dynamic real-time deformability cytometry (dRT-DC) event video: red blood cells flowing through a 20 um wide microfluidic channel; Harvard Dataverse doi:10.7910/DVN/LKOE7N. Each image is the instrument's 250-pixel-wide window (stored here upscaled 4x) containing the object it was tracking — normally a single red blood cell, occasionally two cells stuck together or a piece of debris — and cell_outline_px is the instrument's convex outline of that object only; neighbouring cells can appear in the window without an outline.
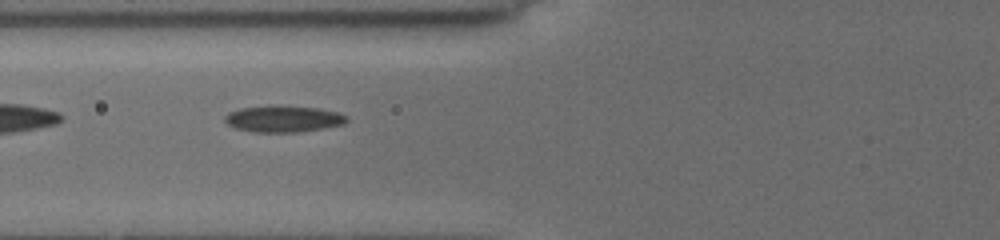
{"species": "common noctule bat (a hibernating species)", "species_latin": "Nyctalus noctula", "temperature_condition": "cold", "stored_images_in_passage": 11, "camera_frame_rate_fps": 3000, "um_per_image_px": 0.085, "animal": {"sex": "female", "body_mass_g": 19.5, "forearm_length_mm": 54.1}, "frame": {"image": 1, "passage_image": 10, "time_ms": 8.0, "image_size_px": [1000, 240], "cell_outline_px": [[348, 120], [344, 124], [296, 132], [252, 132], [236, 128], [228, 124], [224, 120], [224, 116], [228, 112], [240, 108], [268, 104], [284, 104], [320, 108], [340, 112], [348, 116]], "centroid_in_image_um": [24.07, 10.06], "position_along_channel_um": 101.7, "area_um2": 19.36}}
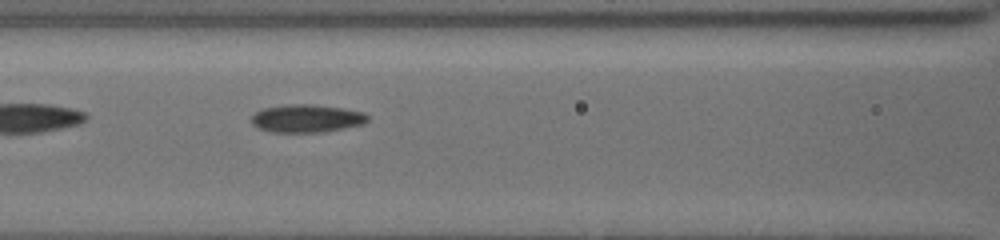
{"frame": {"image": 2, "passage_image": 11, "time_ms": 9.0, "image_size_px": [1000, 240], "cell_outline_px": [[368, 120], [364, 124], [316, 132], [272, 132], [256, 128], [252, 124], [252, 116], [256, 112], [264, 108], [288, 104], [312, 104], [340, 108], [364, 112], [368, 116]], "centroid_in_image_um": [26.03, 10.06], "position_along_channel_um": 140.6, "area_um2": 18.67}}